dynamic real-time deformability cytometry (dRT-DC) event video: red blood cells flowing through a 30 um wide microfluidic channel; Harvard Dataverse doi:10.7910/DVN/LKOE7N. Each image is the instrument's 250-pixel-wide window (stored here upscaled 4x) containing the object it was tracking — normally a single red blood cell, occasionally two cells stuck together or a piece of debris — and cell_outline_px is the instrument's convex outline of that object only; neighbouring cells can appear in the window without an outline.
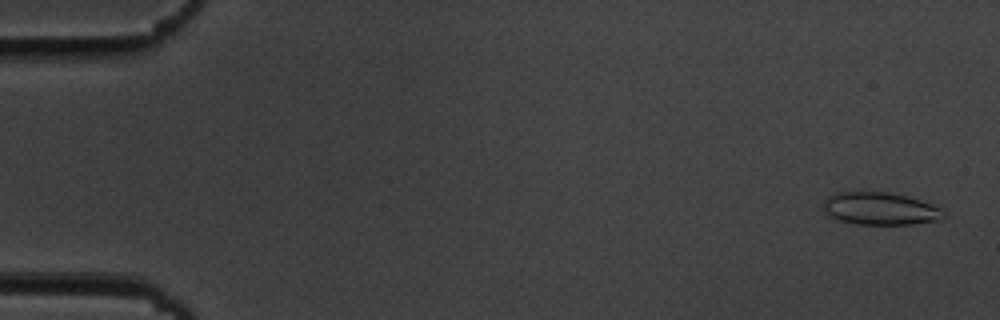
{"species": "common noctule bat (a hibernating species)", "species_latin": "Nyctalus noctula", "temperature_condition": "cold", "stored_images_in_passage": 54, "camera_frame_rate_fps": 3000, "um_per_image_px": 0.085, "animal": {"sex": "male", "body_mass_g": 19.5, "forearm_length_mm": 54.6}, "frame": {"image": 1, "passage_image": 2, "time_ms": 0.333, "image_size_px": [1000, 320], "cell_outline_px": [[948, 216], [936, 220], [912, 224], [856, 224], [840, 220], [824, 212], [824, 200], [828, 196], [836, 192], [888, 192], [908, 196], [944, 208]], "centroid_in_image_um": [74.87, 17.73], "position_along_channel_um": 10.1, "area_um2": 22.89}}
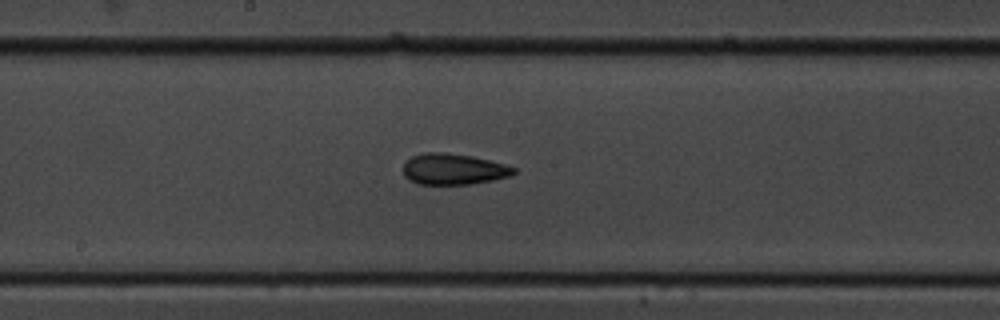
{"frame": {"image": 2, "passage_image": 29, "time_ms": 9.333, "image_size_px": [1000, 320], "cell_outline_px": [[516, 172], [508, 176], [492, 180], [468, 184], [420, 184], [408, 180], [404, 176], [404, 164], [412, 156], [424, 152], [444, 152], [472, 156], [504, 164], [516, 168]], "centroid_in_image_um": [38.52, 14.37], "position_along_channel_um": 209.7, "area_um2": 19.83}}
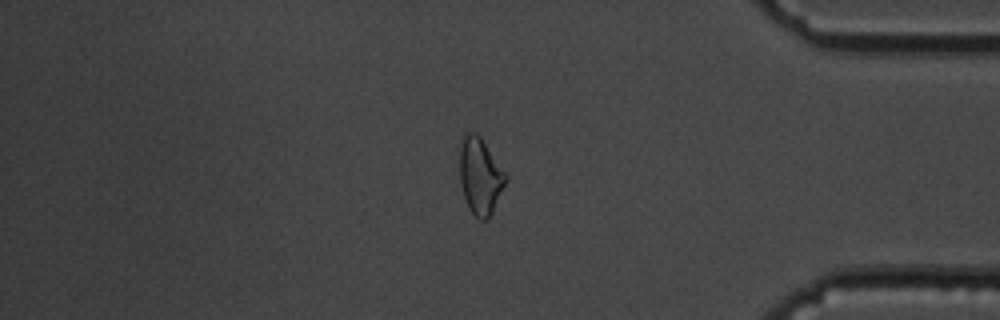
{"frame": {"image": 3, "passage_image": 46, "time_ms": 15.0, "image_size_px": [1000, 320], "cell_outline_px": [[508, 180], [492, 212], [484, 220], [480, 220], [468, 208], [460, 184], [460, 144], [464, 136], [468, 132], [476, 132], [480, 136], [508, 176]], "centroid_in_image_um": [40.82, 14.95], "position_along_channel_um": 394.4, "area_um2": 20.4}, "authors_computed_cell_mechanics": {"area_um2": 20.4323, "velocity_mm_per_s": 3.6991, "shape_relaxation_time_tau1_ms": 6.1072, "shape_relaxation_time_tau2_ms": 2.5094, "deformation_change_tau1": 0.1489, "deformation_change_tau2": 0.1036}}